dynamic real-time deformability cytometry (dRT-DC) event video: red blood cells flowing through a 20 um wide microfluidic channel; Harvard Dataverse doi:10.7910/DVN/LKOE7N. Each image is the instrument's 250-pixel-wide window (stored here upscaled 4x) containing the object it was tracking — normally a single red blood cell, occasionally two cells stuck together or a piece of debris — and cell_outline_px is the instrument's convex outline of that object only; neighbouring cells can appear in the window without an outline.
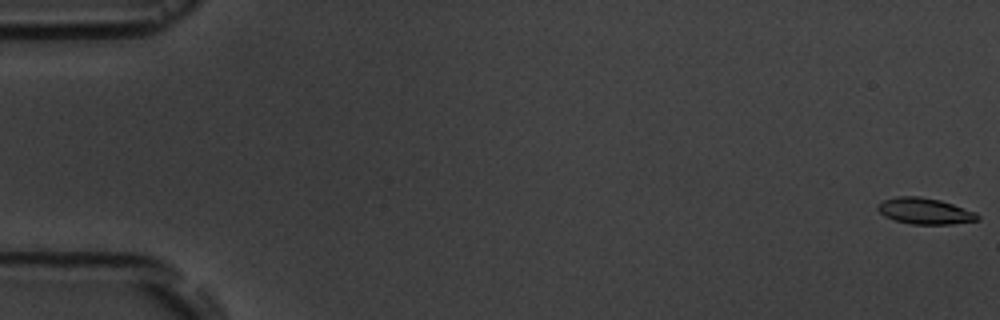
{"species": "common noctule bat (a hibernating species)", "species_latin": "Nyctalus noctula", "temperature_condition": "room temperature", "stored_images_in_passage": 6, "camera_frame_rate_fps": 3000, "um_per_image_px": 0.085, "animal": {"sex": "male", "body_mass_g": 19.5, "forearm_length_mm": 54.6}, "frame": {"image": 1, "passage_image": 1, "time_ms": 0.0, "image_size_px": [1000, 320], "cell_outline_px": [[980, 220], [952, 224], [912, 224], [896, 220], [884, 216], [876, 208], [884, 200], [896, 196], [920, 196], [940, 200], [976, 212], [980, 216]], "centroid_in_image_um": [78.64, 17.94], "position_along_channel_um": 6.4, "area_um2": 15.14}}
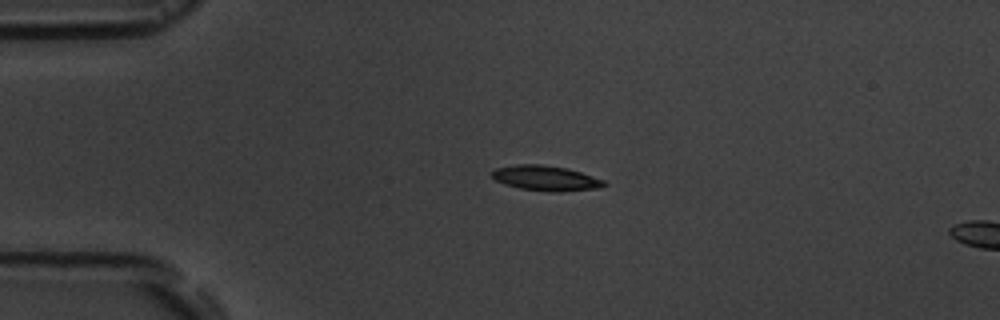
{"frame": {"image": 2, "passage_image": 5, "time_ms": 4.333, "image_size_px": [1000, 320], "cell_outline_px": [[608, 184], [600, 188], [560, 192], [548, 192], [520, 188], [504, 184], [496, 180], [492, 176], [492, 172], [496, 168], [516, 164], [540, 164], [568, 168], [604, 180]], "centroid_in_image_um": [46.41, 15.15], "position_along_channel_um": 38.6, "area_um2": 16.47}}